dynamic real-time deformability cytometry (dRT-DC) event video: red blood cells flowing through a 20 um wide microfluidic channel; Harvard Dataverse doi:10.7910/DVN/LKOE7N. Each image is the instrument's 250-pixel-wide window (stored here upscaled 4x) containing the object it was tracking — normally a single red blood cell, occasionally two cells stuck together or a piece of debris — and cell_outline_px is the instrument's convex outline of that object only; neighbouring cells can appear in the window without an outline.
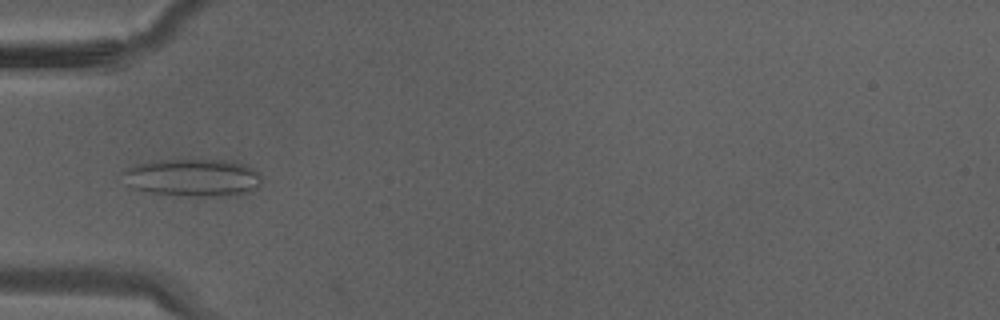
{"species": "Egyptian fruit bat (a non-hibernating species)", "species_latin": "Rousettus aegyptiacus", "temperature_condition": "warm", "stored_images_in_passage": 34, "camera_frame_rate_fps": 3000, "um_per_image_px": 0.085, "animal": {"sex": "male"}, "frame": {"image": 1, "passage_image": 10, "time_ms": 3.0, "image_size_px": [1000, 320], "cell_outline_px": [[260, 184], [252, 192], [232, 196], [192, 196], [152, 192], [132, 188], [120, 172], [136, 164], [160, 160], [232, 160], [248, 164], [260, 172]], "centroid_in_image_um": [16.48, 15.09], "position_along_channel_um": 68.5, "area_um2": 30.63}}
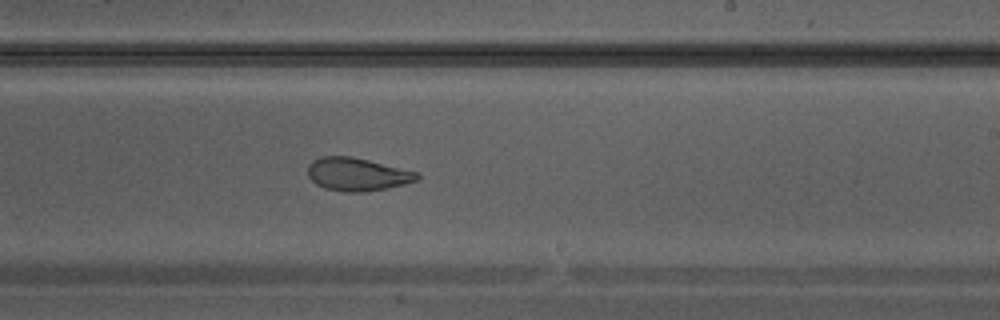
{"frame": {"image": 2, "passage_image": 20, "time_ms": 6.333, "image_size_px": [1000, 320], "cell_outline_px": [[420, 176], [416, 180], [404, 184], [384, 188], [360, 192], [344, 192], [324, 188], [316, 184], [308, 176], [308, 164], [312, 160], [320, 156], [352, 156], [416, 172]], "centroid_in_image_um": [30.29, 14.8], "position_along_channel_um": 258.7, "area_um2": 20.81}}